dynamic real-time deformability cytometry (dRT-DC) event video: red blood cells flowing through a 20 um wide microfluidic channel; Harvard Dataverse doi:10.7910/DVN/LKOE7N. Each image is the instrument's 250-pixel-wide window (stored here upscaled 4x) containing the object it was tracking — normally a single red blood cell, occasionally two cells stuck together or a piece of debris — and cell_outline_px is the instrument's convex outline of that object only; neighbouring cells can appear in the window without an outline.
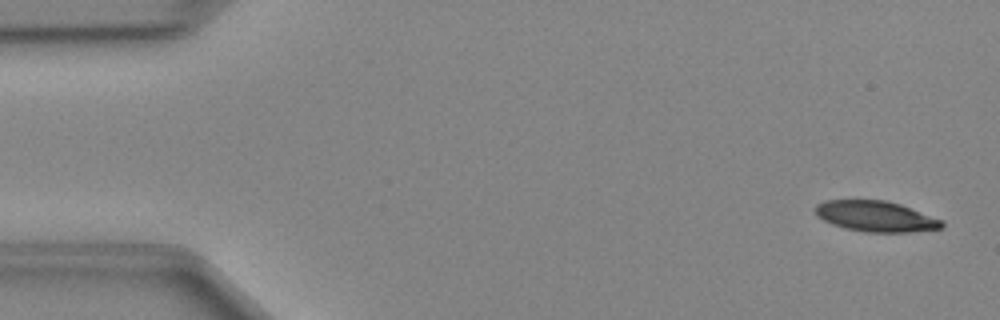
{"species": "Egyptian fruit bat (a non-hibernating species)", "species_latin": "Rousettus aegyptiacus", "temperature_condition": "cold", "stored_images_in_passage": 48, "camera_frame_rate_fps": 3000, "um_per_image_px": 0.085, "animal": {"sex": "female"}, "frame": {"image": 1, "passage_image": 2, "time_ms": 0.333, "image_size_px": [1000, 320], "cell_outline_px": [[944, 228], [908, 232], [864, 232], [844, 228], [832, 224], [816, 216], [816, 204], [824, 200], [884, 200], [900, 204], [944, 220]], "centroid_in_image_um": [74.45, 18.39], "position_along_channel_um": 10.5, "area_um2": 22.72}}
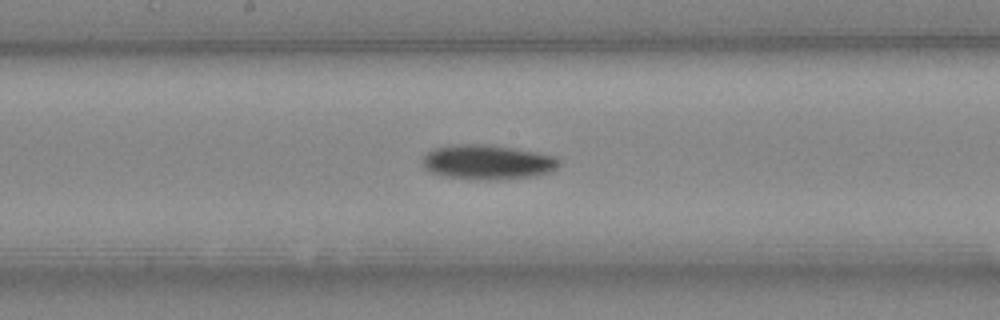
{"frame": {"image": 2, "passage_image": 25, "time_ms": 8.0, "image_size_px": [1000, 320], "cell_outline_px": [[560, 164], [556, 168], [548, 172], [536, 176], [504, 180], [476, 180], [444, 176], [432, 172], [424, 168], [420, 164], [420, 160], [428, 152], [436, 148], [456, 144], [488, 144], [536, 152], [556, 156], [560, 160]], "centroid_in_image_um": [41.43, 13.79], "position_along_channel_um": 206.8, "area_um2": 27.92}}
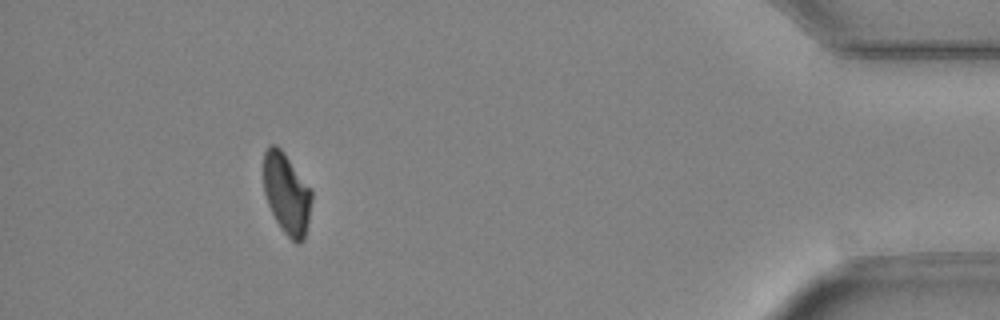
{"frame": {"image": 3, "passage_image": 44, "time_ms": 14.333, "image_size_px": [1000, 320], "cell_outline_px": [[312, 200], [304, 240], [300, 244], [296, 244], [280, 228], [268, 204], [264, 192], [264, 152], [268, 144], [276, 144], [284, 152], [312, 188]], "centroid_in_image_um": [24.38, 16.44], "position_along_channel_um": 410.8, "area_um2": 22.95}}